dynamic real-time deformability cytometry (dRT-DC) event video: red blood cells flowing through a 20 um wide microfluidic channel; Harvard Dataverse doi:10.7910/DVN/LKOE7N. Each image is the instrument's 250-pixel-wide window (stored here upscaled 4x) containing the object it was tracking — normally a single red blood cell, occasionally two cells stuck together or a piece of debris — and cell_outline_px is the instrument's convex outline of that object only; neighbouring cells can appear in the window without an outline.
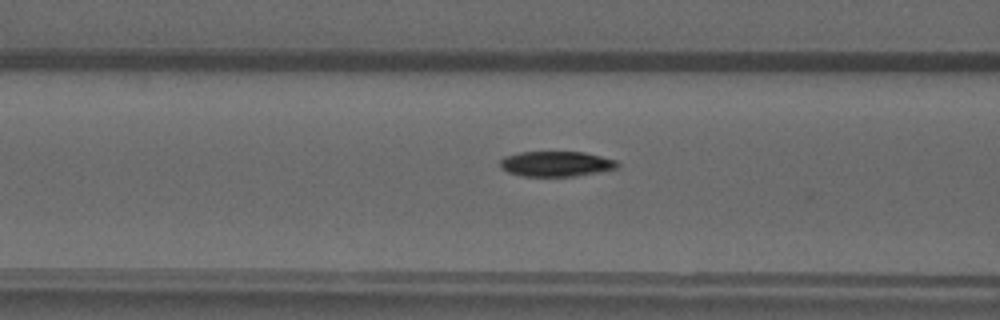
{"species": "common noctule bat (a hibernating species)", "species_latin": "Nyctalus noctula", "temperature_condition": "warm", "stored_images_in_passage": 32, "camera_frame_rate_fps": 3000, "um_per_image_px": 0.085, "animal": {"sex": "male", "forearm_length_mm": 52.5}, "frame": {"image": 1, "passage_image": 7, "time_ms": 2.0, "image_size_px": [1000, 320], "cell_outline_px": [[620, 168], [572, 176], [524, 176], [508, 172], [500, 168], [500, 160], [504, 156], [520, 152], [584, 152], [616, 160], [620, 164]], "centroid_in_image_um": [47.27, 13.92], "position_along_channel_um": 119.3, "area_um2": 17.22}}
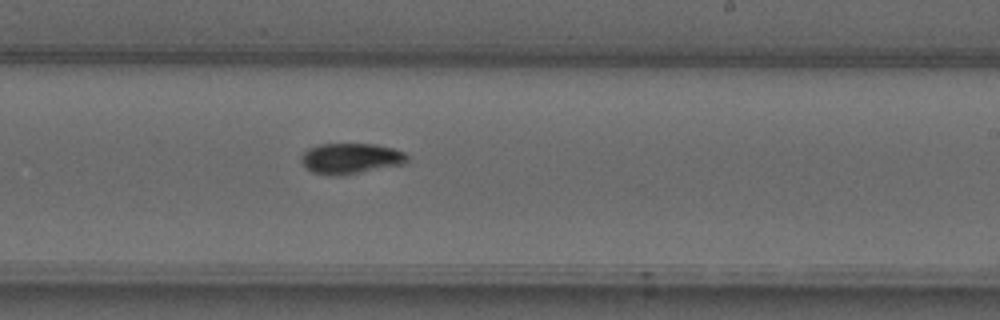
{"frame": {"image": 2, "passage_image": 17, "time_ms": 5.333, "image_size_px": [1000, 320], "cell_outline_px": [[408, 160], [404, 164], [340, 176], [336, 176], [312, 172], [300, 160], [300, 156], [308, 148], [320, 144], [376, 144], [392, 148], [404, 152], [408, 156]], "centroid_in_image_um": [29.81, 13.47], "position_along_channel_um": 259.2, "area_um2": 18.9}}
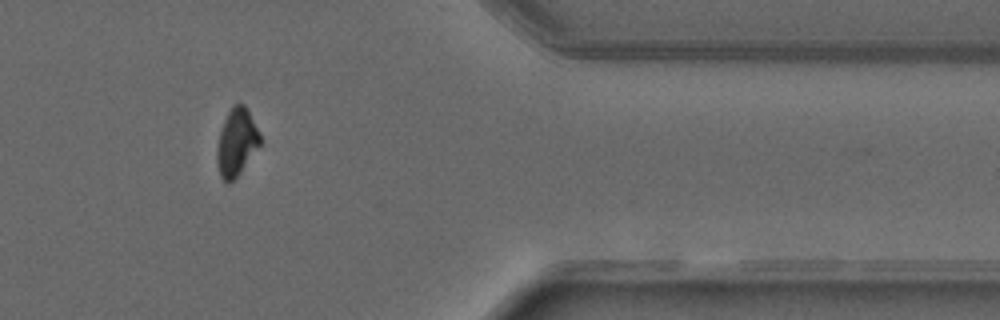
{"frame": {"image": 3, "passage_image": 28, "time_ms": 9.0, "image_size_px": [1000, 320], "cell_outline_px": [[260, 144], [236, 176], [232, 180], [224, 180], [220, 176], [216, 164], [216, 152], [220, 132], [224, 120], [232, 104], [244, 104], [260, 132]], "centroid_in_image_um": [20.09, 12.05], "position_along_channel_um": 391.3, "area_um2": 16.47}}